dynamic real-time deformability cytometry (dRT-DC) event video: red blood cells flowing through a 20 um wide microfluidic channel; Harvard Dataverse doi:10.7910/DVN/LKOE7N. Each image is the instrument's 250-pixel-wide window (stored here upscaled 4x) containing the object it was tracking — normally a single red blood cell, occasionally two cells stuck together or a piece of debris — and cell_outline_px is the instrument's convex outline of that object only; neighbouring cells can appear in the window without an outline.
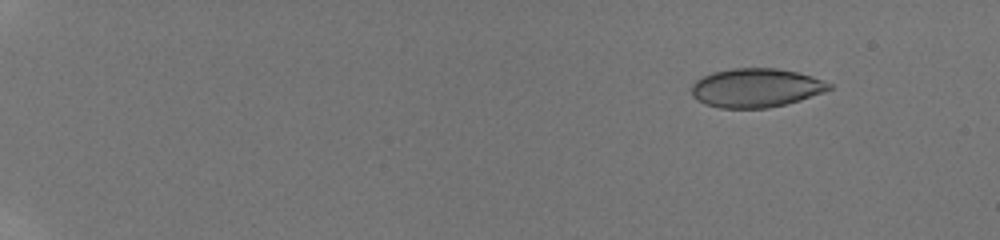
{"species": "human", "species_latin": "Homo sapiens", "temperature_condition": "room temperature", "stored_images_in_passage": 29, "camera_frame_rate_fps": 3000, "um_per_image_px": 0.085, "donor": {"sex": "male"}, "frame": {"image": 1, "passage_image": 7, "time_ms": 2.333, "image_size_px": [1000, 240], "cell_outline_px": [[832, 88], [824, 92], [800, 100], [768, 108], [720, 108], [704, 104], [692, 96], [692, 84], [696, 80], [712, 72], [732, 68], [776, 68], [796, 72], [812, 76], [832, 84]], "centroid_in_image_um": [64.25, 7.47], "position_along_channel_um": 20.8, "area_um2": 31.15}}
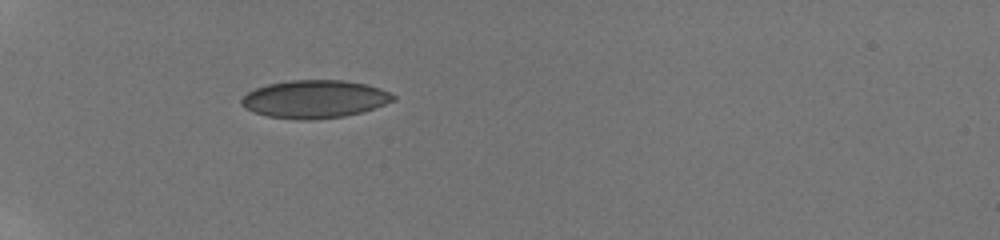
{"frame": {"image": 2, "passage_image": 20, "time_ms": 7.0, "image_size_px": [1000, 240], "cell_outline_px": [[396, 100], [360, 112], [344, 116], [312, 120], [300, 120], [268, 116], [252, 112], [244, 108], [240, 104], [240, 100], [248, 92], [256, 88], [268, 84], [292, 80], [344, 80], [364, 84], [380, 88], [396, 96]], "centroid_in_image_um": [26.71, 8.43], "position_along_channel_um": 58.3, "area_um2": 33.41}}
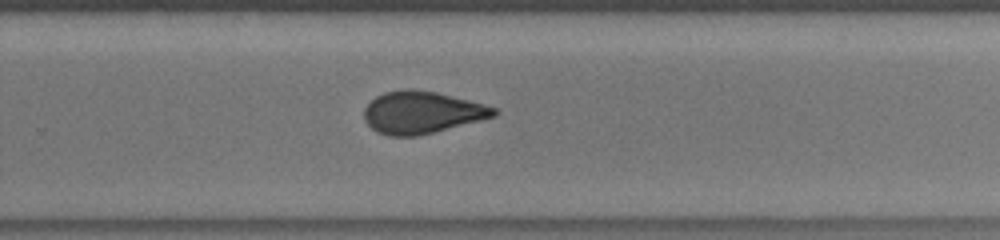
{"frame": {"image": 3, "passage_image": 29, "time_ms": 13.667, "image_size_px": [1000, 240], "cell_outline_px": [[500, 112], [496, 116], [416, 136], [388, 136], [376, 132], [364, 120], [364, 108], [376, 96], [384, 92], [404, 88], [412, 88], [436, 92], [484, 104], [496, 108]], "centroid_in_image_um": [35.83, 9.54], "position_along_channel_um": 294.0, "area_um2": 31.85}}